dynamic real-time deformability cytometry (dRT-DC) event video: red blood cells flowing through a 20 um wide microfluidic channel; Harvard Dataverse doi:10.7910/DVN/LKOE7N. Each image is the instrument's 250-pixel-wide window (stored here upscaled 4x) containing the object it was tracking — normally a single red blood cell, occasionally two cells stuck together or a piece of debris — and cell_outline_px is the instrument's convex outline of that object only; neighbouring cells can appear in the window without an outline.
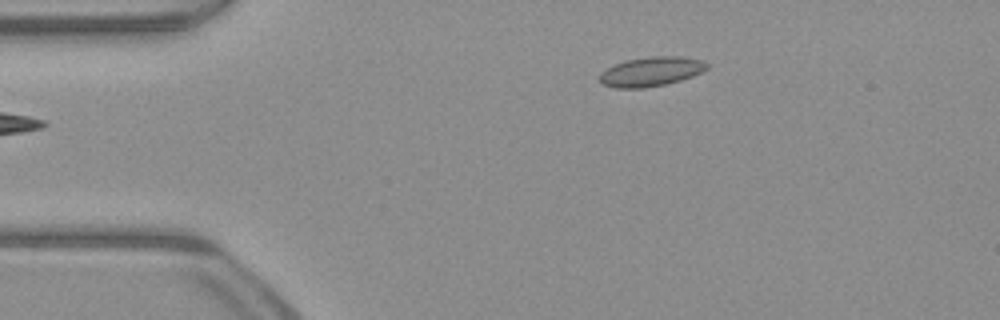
{"species": "common noctule bat (a hibernating species)", "species_latin": "Nyctalus noctula", "temperature_condition": "warm", "stored_images_in_passage": 35, "camera_frame_rate_fps": 3000, "um_per_image_px": 0.085, "animal": {"sex": "male", "body_mass_g": 23.1, "forearm_length_mm": 52.7}, "frame": {"image": 1, "passage_image": 1, "time_ms": 0.0, "image_size_px": [1000, 320], "cell_outline_px": [[708, 68], [692, 76], [680, 80], [664, 84], [644, 88], [616, 88], [604, 84], [600, 80], [600, 72], [616, 64], [628, 60], [652, 56], [680, 56], [704, 60], [708, 64]], "centroid_in_image_um": [55.37, 6.08], "position_along_channel_um": 29.6, "area_um2": 18.15}}
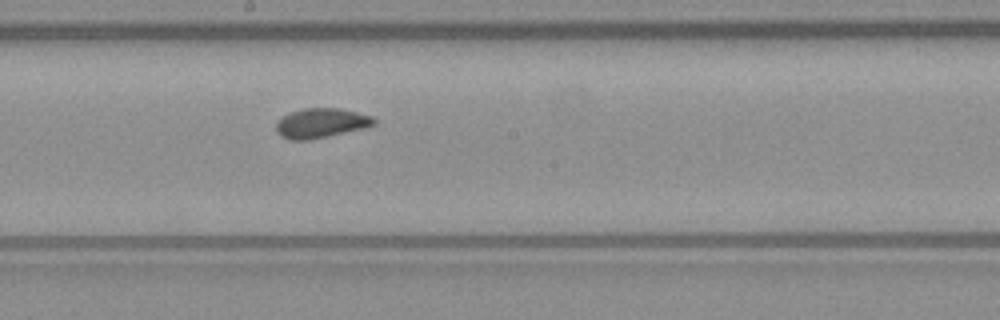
{"frame": {"image": 2, "passage_image": 19, "time_ms": 6.0, "image_size_px": [1000, 320], "cell_outline_px": [[376, 124], [364, 128], [308, 140], [292, 140], [280, 136], [276, 132], [276, 124], [284, 116], [292, 112], [304, 108], [340, 108], [372, 116], [376, 120]], "centroid_in_image_um": [27.3, 10.46], "position_along_channel_um": 220.9, "area_um2": 16.7}}
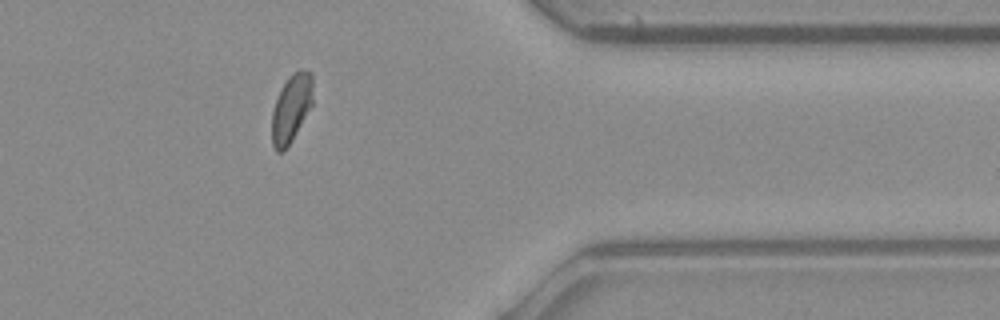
{"frame": {"image": 3, "passage_image": 33, "time_ms": 10.667, "image_size_px": [1000, 320], "cell_outline_px": [[312, 104], [292, 140], [284, 152], [276, 152], [272, 144], [272, 112], [276, 100], [284, 84], [292, 72], [300, 68], [312, 72]], "centroid_in_image_um": [24.76, 9.2], "position_along_channel_um": 386.6, "area_um2": 16.13}, "authors_computed_cell_mechanics": {"area_um2": 16.9354, "velocity_mm_per_s": 3.9975, "shape_relaxation_time_tau1_ms": null, "shape_relaxation_time_tau2_ms": 1.1581, "deformation_change_tau1": null, "deformation_change_tau2": 0.0442}}